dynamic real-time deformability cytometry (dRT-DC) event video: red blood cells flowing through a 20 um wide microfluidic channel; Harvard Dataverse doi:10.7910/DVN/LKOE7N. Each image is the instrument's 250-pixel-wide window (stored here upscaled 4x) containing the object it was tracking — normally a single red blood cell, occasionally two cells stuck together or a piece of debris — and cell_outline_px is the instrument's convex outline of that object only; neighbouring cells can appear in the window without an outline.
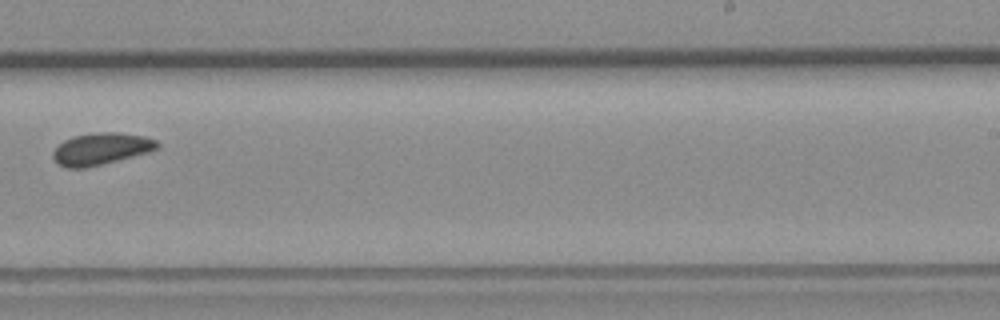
{"species": "common noctule bat (a hibernating species)", "species_latin": "Nyctalus noctula", "temperature_condition": "room temperature", "stored_images_in_passage": 8, "camera_frame_rate_fps": 3000, "um_per_image_px": 0.085, "animal": {"sex": "female", "body_mass_g": 19.3, "forearm_length_mm": 54.1}, "frame": {"image": 1, "passage_image": 8, "time_ms": 2.333, "image_size_px": [1000, 320], "cell_outline_px": [[160, 148], [148, 152], [84, 168], [68, 168], [60, 164], [52, 156], [52, 152], [64, 140], [72, 136], [96, 132], [116, 132], [144, 136], [156, 140], [160, 144]], "centroid_in_image_um": [8.6, 12.63], "position_along_channel_um": 280.4, "area_um2": 19.13}}